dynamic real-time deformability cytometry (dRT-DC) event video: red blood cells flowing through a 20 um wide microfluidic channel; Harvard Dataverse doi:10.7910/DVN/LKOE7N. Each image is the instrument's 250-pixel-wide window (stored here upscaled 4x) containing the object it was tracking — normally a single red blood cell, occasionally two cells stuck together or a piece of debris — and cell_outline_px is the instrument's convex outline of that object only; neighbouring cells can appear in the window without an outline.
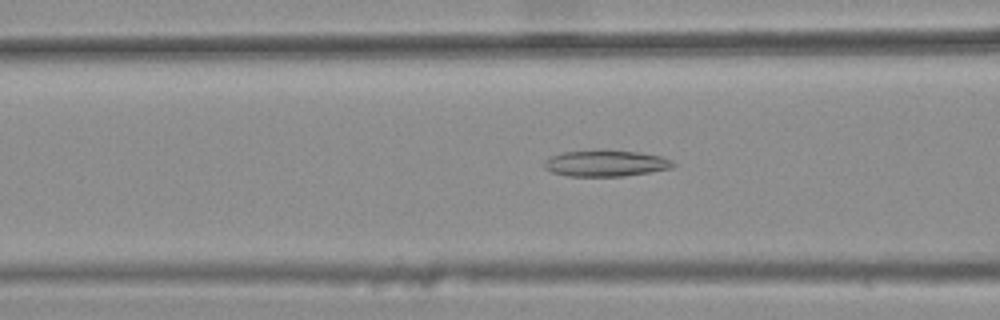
{"species": "common noctule bat (a hibernating species)", "species_latin": "Nyctalus noctula", "temperature_condition": "warm", "stored_images_in_passage": 44, "camera_frame_rate_fps": 3000, "um_per_image_px": 0.085, "animal": {"sex": "female", "body_mass_g": 25.1}, "frame": {"image": 1, "passage_image": 19, "time_ms": 6.0, "image_size_px": [1000, 320], "cell_outline_px": [[676, 164], [672, 168], [624, 176], [568, 176], [552, 172], [544, 168], [544, 164], [552, 156], [564, 152], [596, 148], [600, 148], [640, 152], [660, 156], [672, 160]], "centroid_in_image_um": [51.5, 13.85], "position_along_channel_um": 115.1, "area_um2": 20.06}}
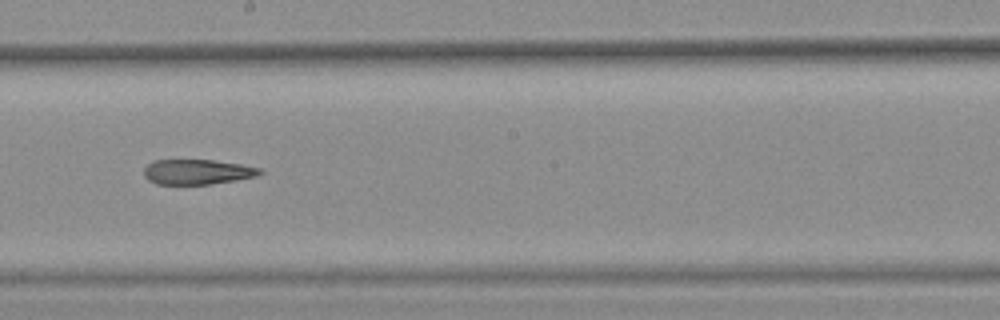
{"frame": {"image": 2, "passage_image": 28, "time_ms": 9.0, "image_size_px": [1000, 320], "cell_outline_px": [[264, 172], [256, 176], [236, 180], [208, 184], [156, 184], [148, 180], [144, 176], [144, 168], [152, 160], [212, 160], [240, 164], [260, 168]], "centroid_in_image_um": [16.75, 14.61], "position_along_channel_um": 231.5, "area_um2": 16.88}}
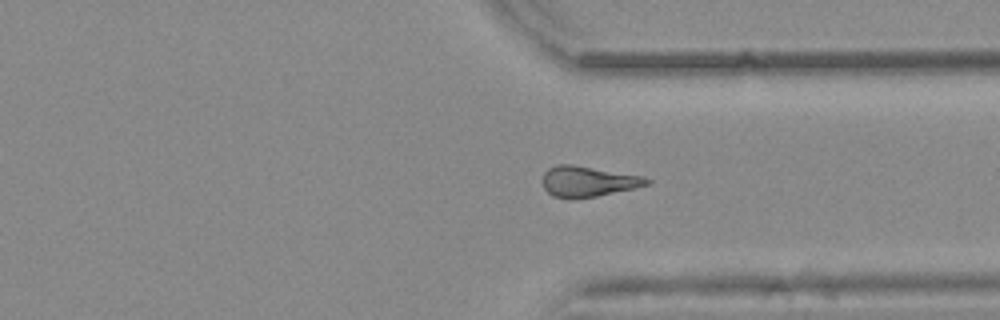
{"frame": {"image": 3, "passage_image": 38, "time_ms": 12.333, "image_size_px": [1000, 320], "cell_outline_px": [[652, 180], [648, 184], [636, 188], [596, 196], [552, 196], [544, 188], [540, 180], [544, 172], [548, 168], [556, 164], [572, 164], [644, 176]], "centroid_in_image_um": [49.98, 15.38], "position_along_channel_um": 361.4, "area_um2": 18.32}, "authors_computed_cell_mechanics": {"area_um2": 18.8717, "velocity_mm_per_s": 3.8847, "shape_relaxation_time_tau1_ms": null, "shape_relaxation_time_tau2_ms": 8.1053, "deformation_change_tau1": null, "deformation_change_tau2": 0.2088}}